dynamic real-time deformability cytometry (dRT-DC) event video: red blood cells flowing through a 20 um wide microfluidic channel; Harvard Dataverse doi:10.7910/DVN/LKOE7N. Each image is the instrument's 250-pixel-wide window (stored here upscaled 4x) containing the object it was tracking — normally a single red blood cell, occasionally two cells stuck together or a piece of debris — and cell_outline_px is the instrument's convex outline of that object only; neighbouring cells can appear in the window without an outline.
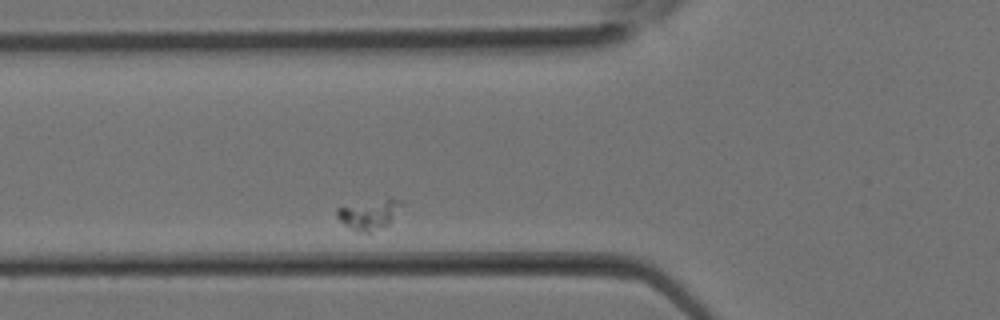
{"species": "Egyptian fruit bat (a non-hibernating species)", "species_latin": "Rousettus aegyptiacus", "temperature_condition": "room temperature", "stored_images_in_passage": 18, "camera_frame_rate_fps": 3000, "um_per_image_px": 0.085, "animal": {"sex": "female"}, "frame": {"image": 1, "passage_image": 3, "time_ms": 0.667, "image_size_px": [1000, 320], "cell_outline_px": [[404, 204], [388, 224], [368, 232], [356, 232], [344, 224], [336, 216], [336, 208], [388, 196], [392, 196], [404, 200]], "centroid_in_image_um": [31.43, 18.16], "position_along_channel_um": 94.4, "area_um2": 11.56}}
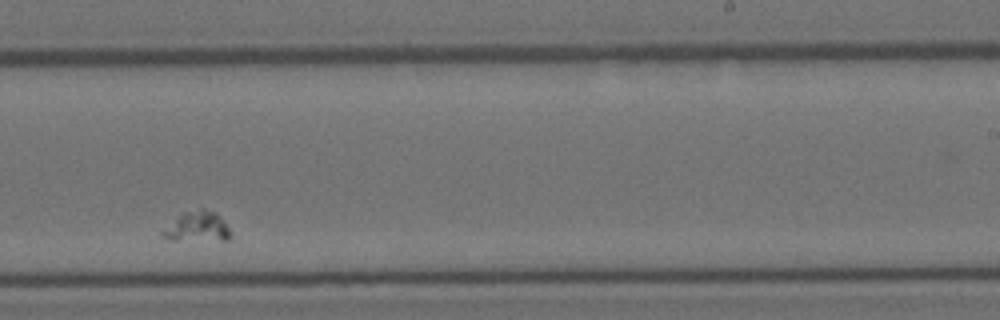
{"frame": {"image": 2, "passage_image": 13, "time_ms": 4.0, "image_size_px": [1000, 320], "cell_outline_px": [[232, 236], [228, 240], [172, 240], [164, 236], [160, 232], [184, 212], [200, 208], [204, 208], [216, 212], [232, 232]], "centroid_in_image_um": [16.82, 19.27], "position_along_channel_um": 272.2, "area_um2": 11.85}}
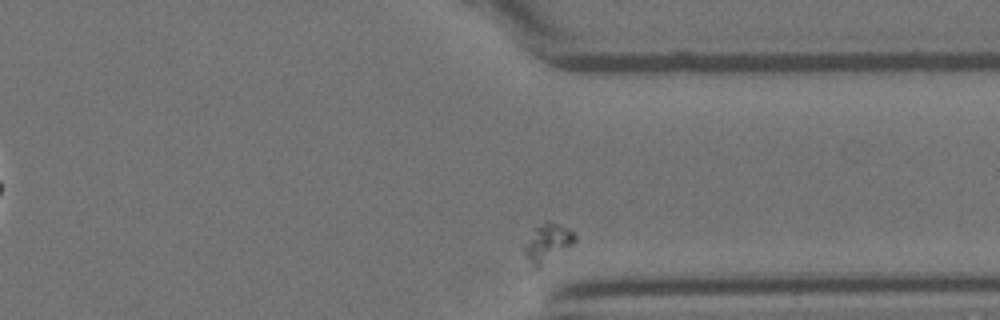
{"frame": {"image": 3, "passage_image": 18, "time_ms": 5.667, "image_size_px": [1000, 320], "cell_outline_px": [[576, 240], [572, 244], [532, 272], [528, 272], [524, 252], [524, 244], [532, 228], [544, 220], [548, 220], [568, 228], [576, 232]], "centroid_in_image_um": [46.45, 20.68], "position_along_channel_um": 365.0, "area_um2": 11.91}}